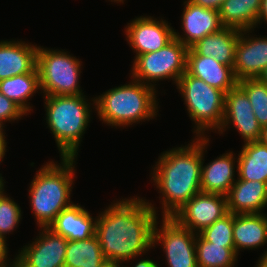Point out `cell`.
Returning a JSON list of instances; mask_svg holds the SVG:
<instances>
[{
    "label": "cell",
    "mask_w": 267,
    "mask_h": 267,
    "mask_svg": "<svg viewBox=\"0 0 267 267\" xmlns=\"http://www.w3.org/2000/svg\"><path fill=\"white\" fill-rule=\"evenodd\" d=\"M176 89L184 100L190 120L195 124L194 137H208V131L216 133L222 125L225 93L187 71L179 78Z\"/></svg>",
    "instance_id": "8992f818"
},
{
    "label": "cell",
    "mask_w": 267,
    "mask_h": 267,
    "mask_svg": "<svg viewBox=\"0 0 267 267\" xmlns=\"http://www.w3.org/2000/svg\"><path fill=\"white\" fill-rule=\"evenodd\" d=\"M6 241L8 240L0 237V267H15V257L13 259L8 258L9 248Z\"/></svg>",
    "instance_id": "1f68e13d"
},
{
    "label": "cell",
    "mask_w": 267,
    "mask_h": 267,
    "mask_svg": "<svg viewBox=\"0 0 267 267\" xmlns=\"http://www.w3.org/2000/svg\"><path fill=\"white\" fill-rule=\"evenodd\" d=\"M262 0H225L218 12L223 27L255 29Z\"/></svg>",
    "instance_id": "603a6c76"
},
{
    "label": "cell",
    "mask_w": 267,
    "mask_h": 267,
    "mask_svg": "<svg viewBox=\"0 0 267 267\" xmlns=\"http://www.w3.org/2000/svg\"><path fill=\"white\" fill-rule=\"evenodd\" d=\"M253 31L254 29L240 31L233 66L237 81L258 78L267 68V36H253Z\"/></svg>",
    "instance_id": "5bb4252c"
},
{
    "label": "cell",
    "mask_w": 267,
    "mask_h": 267,
    "mask_svg": "<svg viewBox=\"0 0 267 267\" xmlns=\"http://www.w3.org/2000/svg\"><path fill=\"white\" fill-rule=\"evenodd\" d=\"M237 178L267 183V146L260 141L244 143L237 154Z\"/></svg>",
    "instance_id": "cb8c5ba5"
},
{
    "label": "cell",
    "mask_w": 267,
    "mask_h": 267,
    "mask_svg": "<svg viewBox=\"0 0 267 267\" xmlns=\"http://www.w3.org/2000/svg\"><path fill=\"white\" fill-rule=\"evenodd\" d=\"M148 200L133 196L114 200L96 220L95 234L108 262L129 263L153 249L158 211Z\"/></svg>",
    "instance_id": "6da1fadb"
},
{
    "label": "cell",
    "mask_w": 267,
    "mask_h": 267,
    "mask_svg": "<svg viewBox=\"0 0 267 267\" xmlns=\"http://www.w3.org/2000/svg\"><path fill=\"white\" fill-rule=\"evenodd\" d=\"M186 71L225 94L238 82L231 66L224 65L211 56L196 55L190 48L187 52Z\"/></svg>",
    "instance_id": "ac0fdd59"
},
{
    "label": "cell",
    "mask_w": 267,
    "mask_h": 267,
    "mask_svg": "<svg viewBox=\"0 0 267 267\" xmlns=\"http://www.w3.org/2000/svg\"><path fill=\"white\" fill-rule=\"evenodd\" d=\"M237 85L246 93L260 126H267V84L259 78H248L238 81Z\"/></svg>",
    "instance_id": "83f0119b"
},
{
    "label": "cell",
    "mask_w": 267,
    "mask_h": 267,
    "mask_svg": "<svg viewBox=\"0 0 267 267\" xmlns=\"http://www.w3.org/2000/svg\"><path fill=\"white\" fill-rule=\"evenodd\" d=\"M262 22H265L264 24H267V0L261 1V10L257 20V27L261 25Z\"/></svg>",
    "instance_id": "d590c367"
},
{
    "label": "cell",
    "mask_w": 267,
    "mask_h": 267,
    "mask_svg": "<svg viewBox=\"0 0 267 267\" xmlns=\"http://www.w3.org/2000/svg\"><path fill=\"white\" fill-rule=\"evenodd\" d=\"M106 263L96 234L84 240H68L64 267H103Z\"/></svg>",
    "instance_id": "484cf974"
},
{
    "label": "cell",
    "mask_w": 267,
    "mask_h": 267,
    "mask_svg": "<svg viewBox=\"0 0 267 267\" xmlns=\"http://www.w3.org/2000/svg\"><path fill=\"white\" fill-rule=\"evenodd\" d=\"M188 49L174 37L160 50L136 56L132 61L130 76L155 89L159 81L167 79L176 85L187 70Z\"/></svg>",
    "instance_id": "ba28073f"
},
{
    "label": "cell",
    "mask_w": 267,
    "mask_h": 267,
    "mask_svg": "<svg viewBox=\"0 0 267 267\" xmlns=\"http://www.w3.org/2000/svg\"><path fill=\"white\" fill-rule=\"evenodd\" d=\"M39 229V236L18 250L15 267H64L68 239L48 227Z\"/></svg>",
    "instance_id": "30bf717a"
},
{
    "label": "cell",
    "mask_w": 267,
    "mask_h": 267,
    "mask_svg": "<svg viewBox=\"0 0 267 267\" xmlns=\"http://www.w3.org/2000/svg\"><path fill=\"white\" fill-rule=\"evenodd\" d=\"M63 49L38 47L37 69L43 96L81 95L82 61Z\"/></svg>",
    "instance_id": "52a82bcc"
},
{
    "label": "cell",
    "mask_w": 267,
    "mask_h": 267,
    "mask_svg": "<svg viewBox=\"0 0 267 267\" xmlns=\"http://www.w3.org/2000/svg\"><path fill=\"white\" fill-rule=\"evenodd\" d=\"M239 35L240 30L222 27L219 31L198 40L190 49L196 55L211 56L218 62L233 68Z\"/></svg>",
    "instance_id": "7402d4cb"
},
{
    "label": "cell",
    "mask_w": 267,
    "mask_h": 267,
    "mask_svg": "<svg viewBox=\"0 0 267 267\" xmlns=\"http://www.w3.org/2000/svg\"><path fill=\"white\" fill-rule=\"evenodd\" d=\"M263 145L267 146V126L263 127L261 130V136L259 140Z\"/></svg>",
    "instance_id": "8d00e7d4"
},
{
    "label": "cell",
    "mask_w": 267,
    "mask_h": 267,
    "mask_svg": "<svg viewBox=\"0 0 267 267\" xmlns=\"http://www.w3.org/2000/svg\"><path fill=\"white\" fill-rule=\"evenodd\" d=\"M204 240L218 245H234L233 242V213L217 219L212 225L198 233Z\"/></svg>",
    "instance_id": "f546056e"
},
{
    "label": "cell",
    "mask_w": 267,
    "mask_h": 267,
    "mask_svg": "<svg viewBox=\"0 0 267 267\" xmlns=\"http://www.w3.org/2000/svg\"><path fill=\"white\" fill-rule=\"evenodd\" d=\"M42 98H45L46 125L55 139L60 157H78L82 138L92 121L90 119L92 110L95 109V98H91L90 102L85 94Z\"/></svg>",
    "instance_id": "5b68a950"
},
{
    "label": "cell",
    "mask_w": 267,
    "mask_h": 267,
    "mask_svg": "<svg viewBox=\"0 0 267 267\" xmlns=\"http://www.w3.org/2000/svg\"><path fill=\"white\" fill-rule=\"evenodd\" d=\"M96 220L90 212L78 203H72L63 209L49 225L54 233L69 241L84 240L95 235Z\"/></svg>",
    "instance_id": "d6986e66"
},
{
    "label": "cell",
    "mask_w": 267,
    "mask_h": 267,
    "mask_svg": "<svg viewBox=\"0 0 267 267\" xmlns=\"http://www.w3.org/2000/svg\"><path fill=\"white\" fill-rule=\"evenodd\" d=\"M195 251L198 267H235L237 264L235 245L213 244L197 234Z\"/></svg>",
    "instance_id": "4316f807"
},
{
    "label": "cell",
    "mask_w": 267,
    "mask_h": 267,
    "mask_svg": "<svg viewBox=\"0 0 267 267\" xmlns=\"http://www.w3.org/2000/svg\"><path fill=\"white\" fill-rule=\"evenodd\" d=\"M27 114L12 100L0 93V130H5L6 122H15Z\"/></svg>",
    "instance_id": "4dcf8cb0"
},
{
    "label": "cell",
    "mask_w": 267,
    "mask_h": 267,
    "mask_svg": "<svg viewBox=\"0 0 267 267\" xmlns=\"http://www.w3.org/2000/svg\"><path fill=\"white\" fill-rule=\"evenodd\" d=\"M267 250V249H266ZM264 256H267V251H264V253L262 254V256L260 257H264Z\"/></svg>",
    "instance_id": "ee69618b"
},
{
    "label": "cell",
    "mask_w": 267,
    "mask_h": 267,
    "mask_svg": "<svg viewBox=\"0 0 267 267\" xmlns=\"http://www.w3.org/2000/svg\"><path fill=\"white\" fill-rule=\"evenodd\" d=\"M38 90L41 92L37 68L30 73L0 80V93L16 103L27 115L33 112L29 100Z\"/></svg>",
    "instance_id": "d4e9b609"
},
{
    "label": "cell",
    "mask_w": 267,
    "mask_h": 267,
    "mask_svg": "<svg viewBox=\"0 0 267 267\" xmlns=\"http://www.w3.org/2000/svg\"><path fill=\"white\" fill-rule=\"evenodd\" d=\"M233 125L244 143L259 141L262 127L258 123L246 93L236 85L225 94L224 116L217 134Z\"/></svg>",
    "instance_id": "4fadbf2b"
},
{
    "label": "cell",
    "mask_w": 267,
    "mask_h": 267,
    "mask_svg": "<svg viewBox=\"0 0 267 267\" xmlns=\"http://www.w3.org/2000/svg\"><path fill=\"white\" fill-rule=\"evenodd\" d=\"M226 198L228 212L233 214L262 213L267 207V183L237 178Z\"/></svg>",
    "instance_id": "ffe728a7"
},
{
    "label": "cell",
    "mask_w": 267,
    "mask_h": 267,
    "mask_svg": "<svg viewBox=\"0 0 267 267\" xmlns=\"http://www.w3.org/2000/svg\"><path fill=\"white\" fill-rule=\"evenodd\" d=\"M4 191L0 193V237L7 240L6 234H13L18 228L23 213L18 203Z\"/></svg>",
    "instance_id": "f1b7e54d"
},
{
    "label": "cell",
    "mask_w": 267,
    "mask_h": 267,
    "mask_svg": "<svg viewBox=\"0 0 267 267\" xmlns=\"http://www.w3.org/2000/svg\"><path fill=\"white\" fill-rule=\"evenodd\" d=\"M227 213L226 196L201 191L194 195L171 217L180 226L198 234Z\"/></svg>",
    "instance_id": "8fae6325"
},
{
    "label": "cell",
    "mask_w": 267,
    "mask_h": 267,
    "mask_svg": "<svg viewBox=\"0 0 267 267\" xmlns=\"http://www.w3.org/2000/svg\"><path fill=\"white\" fill-rule=\"evenodd\" d=\"M255 267H267V256L259 257Z\"/></svg>",
    "instance_id": "74e56055"
},
{
    "label": "cell",
    "mask_w": 267,
    "mask_h": 267,
    "mask_svg": "<svg viewBox=\"0 0 267 267\" xmlns=\"http://www.w3.org/2000/svg\"><path fill=\"white\" fill-rule=\"evenodd\" d=\"M115 267H126L124 264L115 263Z\"/></svg>",
    "instance_id": "7bdbcfd3"
},
{
    "label": "cell",
    "mask_w": 267,
    "mask_h": 267,
    "mask_svg": "<svg viewBox=\"0 0 267 267\" xmlns=\"http://www.w3.org/2000/svg\"><path fill=\"white\" fill-rule=\"evenodd\" d=\"M202 161L203 137H193L188 145L163 151L158 157L150 177L161 195L162 217H171L201 192Z\"/></svg>",
    "instance_id": "7a4b0ae2"
},
{
    "label": "cell",
    "mask_w": 267,
    "mask_h": 267,
    "mask_svg": "<svg viewBox=\"0 0 267 267\" xmlns=\"http://www.w3.org/2000/svg\"><path fill=\"white\" fill-rule=\"evenodd\" d=\"M76 160L77 157H60V163L48 161L36 171L29 184L28 198L38 228L49 227L57 215L73 203Z\"/></svg>",
    "instance_id": "3957f363"
},
{
    "label": "cell",
    "mask_w": 267,
    "mask_h": 267,
    "mask_svg": "<svg viewBox=\"0 0 267 267\" xmlns=\"http://www.w3.org/2000/svg\"><path fill=\"white\" fill-rule=\"evenodd\" d=\"M137 258L138 257H136V259L135 258H133V259H130V260H135V261H137V262H135L136 264H134L133 266H130V267H159L158 266V264H156L157 262H155V261H153V260H151V259H149V258H141V259H139V260H137ZM126 267H129V265L127 266L126 265Z\"/></svg>",
    "instance_id": "836d02e7"
},
{
    "label": "cell",
    "mask_w": 267,
    "mask_h": 267,
    "mask_svg": "<svg viewBox=\"0 0 267 267\" xmlns=\"http://www.w3.org/2000/svg\"><path fill=\"white\" fill-rule=\"evenodd\" d=\"M209 139V136L208 138L203 137V161L201 165L200 188L202 192L226 196L232 185L236 182V178L234 177L236 176L235 168L238 170V165H236V162H238L237 157L233 151H227L205 165L204 152H207L205 149H207L210 143Z\"/></svg>",
    "instance_id": "2e32d148"
},
{
    "label": "cell",
    "mask_w": 267,
    "mask_h": 267,
    "mask_svg": "<svg viewBox=\"0 0 267 267\" xmlns=\"http://www.w3.org/2000/svg\"><path fill=\"white\" fill-rule=\"evenodd\" d=\"M262 82L267 84V68L258 77Z\"/></svg>",
    "instance_id": "f35d334b"
},
{
    "label": "cell",
    "mask_w": 267,
    "mask_h": 267,
    "mask_svg": "<svg viewBox=\"0 0 267 267\" xmlns=\"http://www.w3.org/2000/svg\"><path fill=\"white\" fill-rule=\"evenodd\" d=\"M128 84L113 87L95 98V110L102 123L115 128L155 119L158 115V90L130 78Z\"/></svg>",
    "instance_id": "277c9868"
},
{
    "label": "cell",
    "mask_w": 267,
    "mask_h": 267,
    "mask_svg": "<svg viewBox=\"0 0 267 267\" xmlns=\"http://www.w3.org/2000/svg\"><path fill=\"white\" fill-rule=\"evenodd\" d=\"M19 40L0 41V80L30 73L37 68L39 46Z\"/></svg>",
    "instance_id": "e0dca14e"
},
{
    "label": "cell",
    "mask_w": 267,
    "mask_h": 267,
    "mask_svg": "<svg viewBox=\"0 0 267 267\" xmlns=\"http://www.w3.org/2000/svg\"><path fill=\"white\" fill-rule=\"evenodd\" d=\"M174 28L164 20L153 16H139L127 23L126 40L132 51L138 55L156 52L174 38Z\"/></svg>",
    "instance_id": "7c38bea8"
},
{
    "label": "cell",
    "mask_w": 267,
    "mask_h": 267,
    "mask_svg": "<svg viewBox=\"0 0 267 267\" xmlns=\"http://www.w3.org/2000/svg\"><path fill=\"white\" fill-rule=\"evenodd\" d=\"M5 179H3L2 174L0 173V193L5 190Z\"/></svg>",
    "instance_id": "ab89813d"
},
{
    "label": "cell",
    "mask_w": 267,
    "mask_h": 267,
    "mask_svg": "<svg viewBox=\"0 0 267 267\" xmlns=\"http://www.w3.org/2000/svg\"><path fill=\"white\" fill-rule=\"evenodd\" d=\"M233 242L235 252L255 250L267 243V214H233Z\"/></svg>",
    "instance_id": "44dd1931"
},
{
    "label": "cell",
    "mask_w": 267,
    "mask_h": 267,
    "mask_svg": "<svg viewBox=\"0 0 267 267\" xmlns=\"http://www.w3.org/2000/svg\"><path fill=\"white\" fill-rule=\"evenodd\" d=\"M5 131L0 130V164L4 160V156L6 154L7 148V141H6V136H5Z\"/></svg>",
    "instance_id": "e575fe53"
},
{
    "label": "cell",
    "mask_w": 267,
    "mask_h": 267,
    "mask_svg": "<svg viewBox=\"0 0 267 267\" xmlns=\"http://www.w3.org/2000/svg\"><path fill=\"white\" fill-rule=\"evenodd\" d=\"M103 267H115V263L108 262Z\"/></svg>",
    "instance_id": "60d3db41"
},
{
    "label": "cell",
    "mask_w": 267,
    "mask_h": 267,
    "mask_svg": "<svg viewBox=\"0 0 267 267\" xmlns=\"http://www.w3.org/2000/svg\"><path fill=\"white\" fill-rule=\"evenodd\" d=\"M161 221H156L154 227L153 247L155 249L157 244H161L167 267H198L195 251L197 234L180 226L172 217H162ZM159 222L162 225L158 226Z\"/></svg>",
    "instance_id": "9c48e42d"
},
{
    "label": "cell",
    "mask_w": 267,
    "mask_h": 267,
    "mask_svg": "<svg viewBox=\"0 0 267 267\" xmlns=\"http://www.w3.org/2000/svg\"><path fill=\"white\" fill-rule=\"evenodd\" d=\"M190 2L212 10H219L225 0H189Z\"/></svg>",
    "instance_id": "d6a6232c"
},
{
    "label": "cell",
    "mask_w": 267,
    "mask_h": 267,
    "mask_svg": "<svg viewBox=\"0 0 267 267\" xmlns=\"http://www.w3.org/2000/svg\"><path fill=\"white\" fill-rule=\"evenodd\" d=\"M109 1H111V2H115V3H118V4H119V3H120V4H121V3L123 4L125 0H109Z\"/></svg>",
    "instance_id": "b9f144b4"
},
{
    "label": "cell",
    "mask_w": 267,
    "mask_h": 267,
    "mask_svg": "<svg viewBox=\"0 0 267 267\" xmlns=\"http://www.w3.org/2000/svg\"><path fill=\"white\" fill-rule=\"evenodd\" d=\"M181 28L183 35L174 30V37L190 48L198 40L219 31L223 25L217 10L198 6L189 0L183 2Z\"/></svg>",
    "instance_id": "9a60e30c"
}]
</instances>
